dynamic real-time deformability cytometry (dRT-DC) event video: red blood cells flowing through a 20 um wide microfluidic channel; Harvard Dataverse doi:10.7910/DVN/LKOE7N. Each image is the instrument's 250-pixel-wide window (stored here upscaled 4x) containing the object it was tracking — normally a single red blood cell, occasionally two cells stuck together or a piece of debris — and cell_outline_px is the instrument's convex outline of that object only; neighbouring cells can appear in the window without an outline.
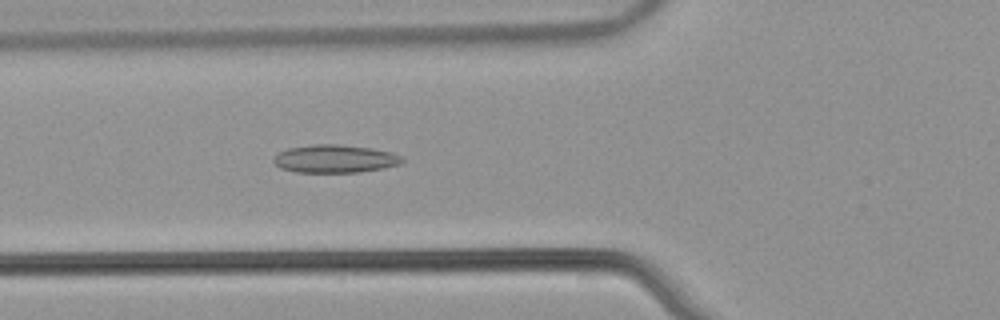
{"species": "common noctule bat (a hibernating species)", "species_latin": "Nyctalus noctula", "temperature_condition": "warm", "stored_images_in_passage": 53, "segment_of_instrument_passage": [1, 2], "camera_frame_rate_fps": 3000, "um_per_image_px": 0.085, "animal": {"sex": "male", "body_mass_g": 21.5, "forearm_length_mm": 52.0}, "frame": {"image": 1, "passage_image": 19, "time_ms": 6.0, "image_size_px": [1000, 320], "cell_outline_px": [[404, 160], [400, 164], [384, 168], [360, 172], [296, 172], [280, 168], [272, 160], [280, 152], [288, 148], [312, 144], [336, 144], [372, 148], [392, 152], [400, 156]], "centroid_in_image_um": [28.48, 13.49], "position_along_channel_um": 97.3, "area_um2": 20.92}}
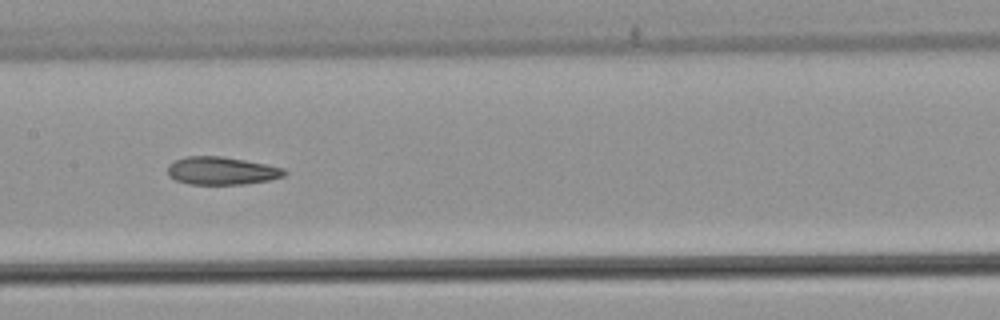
{"frame": {"image": 2, "passage_image": 26, "time_ms": 8.333, "image_size_px": [1000, 320], "cell_outline_px": [[288, 172], [284, 176], [268, 180], [244, 184], [188, 184], [176, 180], [168, 176], [168, 164], [184, 156], [220, 156], [244, 160], [284, 168]], "centroid_in_image_um": [18.81, 14.51], "position_along_channel_um": 188.6, "area_um2": 18.9}}
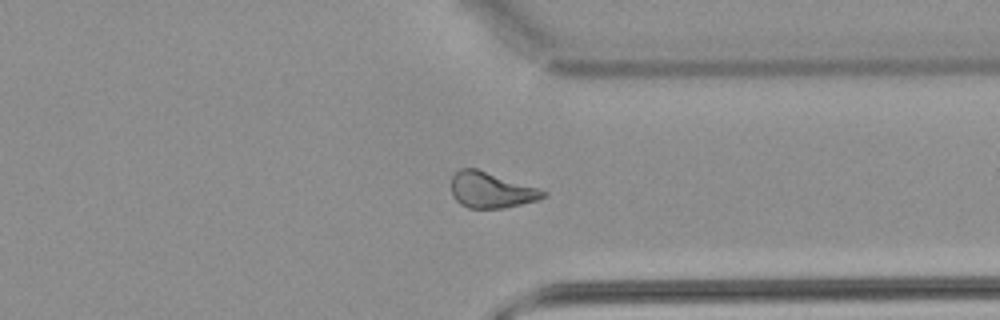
{"frame": {"image": 3, "passage_image": 40, "time_ms": 13.0, "image_size_px": [1000, 320], "cell_outline_px": [[548, 192], [544, 196], [536, 200], [504, 208], [468, 208], [460, 204], [452, 196], [452, 176], [460, 168], [476, 168], [540, 188]], "centroid_in_image_um": [41.73, 16.15], "position_along_channel_um": 369.7, "area_um2": 19.13}}